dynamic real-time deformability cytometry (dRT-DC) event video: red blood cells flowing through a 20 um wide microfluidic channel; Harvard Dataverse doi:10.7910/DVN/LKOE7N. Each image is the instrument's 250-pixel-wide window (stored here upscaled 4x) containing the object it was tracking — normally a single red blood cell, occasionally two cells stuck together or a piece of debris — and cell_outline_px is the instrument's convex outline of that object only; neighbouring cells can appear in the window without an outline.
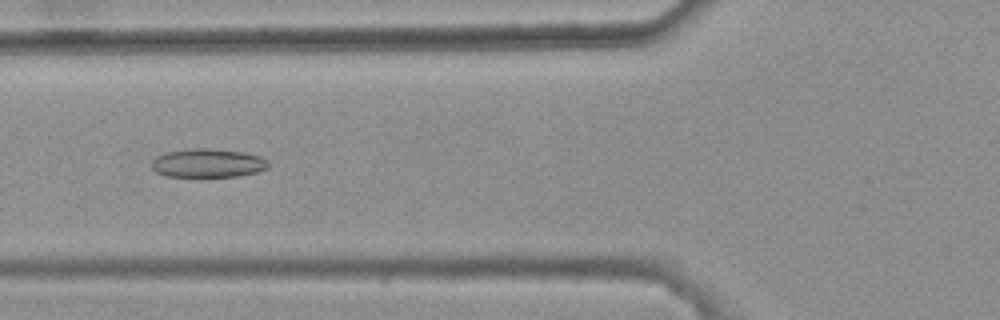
{"species": "common noctule bat (a hibernating species)", "species_latin": "Nyctalus noctula", "temperature_condition": "warm", "stored_images_in_passage": 8, "camera_frame_rate_fps": 3000, "um_per_image_px": 0.085, "animal": {"sex": "female", "body_mass_g": 25.1}, "frame": {"image": 1, "passage_image": 5, "time_ms": 1.333, "image_size_px": [1000, 320], "cell_outline_px": [[268, 168], [256, 172], [236, 176], [164, 176], [156, 172], [152, 168], [152, 160], [156, 156], [168, 152], [192, 148], [208, 148], [244, 152], [260, 156], [268, 160]], "centroid_in_image_um": [17.66, 13.85], "position_along_channel_um": 108.1, "area_um2": 19.42}}
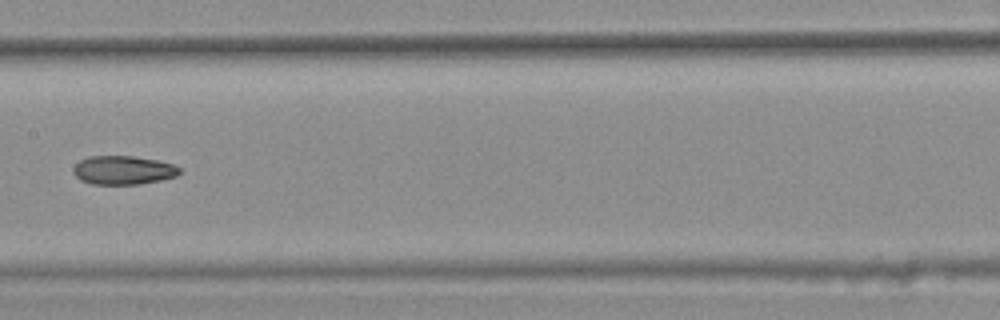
{"frame": {"image": 2, "passage_image": 7, "time_ms": 2.0, "image_size_px": [1000, 320], "cell_outline_px": [[180, 172], [176, 176], [160, 180], [140, 184], [92, 184], [80, 180], [72, 172], [72, 168], [80, 160], [88, 156], [132, 156], [156, 160], [172, 164], [180, 168]], "centroid_in_image_um": [10.44, 14.46], "position_along_channel_um": 197.0, "area_um2": 17.74}}
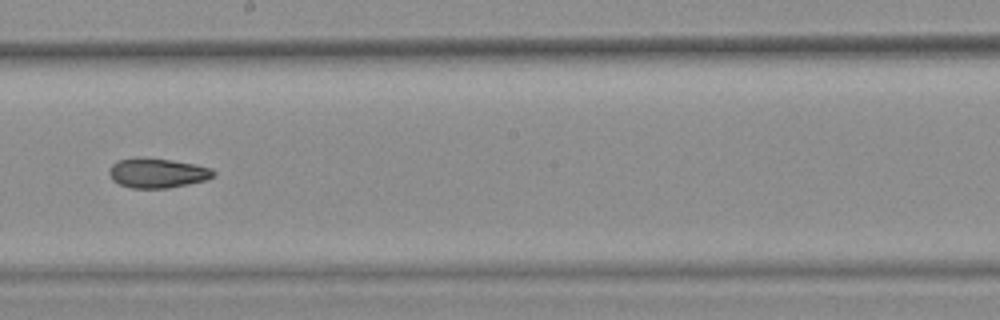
{"frame": {"image": 3, "passage_image": 8, "time_ms": 2.333, "image_size_px": [1000, 320], "cell_outline_px": [[216, 172], [208, 180], [168, 188], [132, 188], [120, 184], [112, 180], [108, 172], [108, 168], [116, 160], [172, 160], [212, 168]], "centroid_in_image_um": [13.39, 14.75], "position_along_channel_um": 234.8, "area_um2": 17.46}}